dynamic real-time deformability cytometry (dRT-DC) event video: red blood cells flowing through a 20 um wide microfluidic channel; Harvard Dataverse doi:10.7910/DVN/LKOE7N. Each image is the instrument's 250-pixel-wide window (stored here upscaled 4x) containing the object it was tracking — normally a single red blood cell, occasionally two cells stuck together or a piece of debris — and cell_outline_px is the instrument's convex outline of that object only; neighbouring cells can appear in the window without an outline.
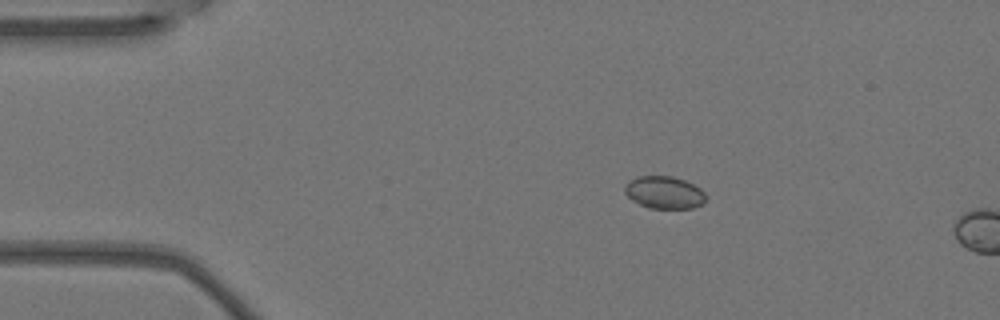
{"species": "Egyptian fruit bat (a non-hibernating species)", "species_latin": "Rousettus aegyptiacus", "temperature_condition": "warm", "stored_images_in_passage": 3, "camera_frame_rate_fps": 3000, "um_per_image_px": 0.085, "animal": {"sex": "female"}, "frame": {"image": 1, "passage_image": 1, "time_ms": 0.0, "image_size_px": [1000, 320], "cell_outline_px": [[708, 196], [704, 204], [692, 208], [648, 208], [632, 200], [624, 192], [624, 188], [628, 180], [636, 176], [672, 176], [684, 180], [700, 188]], "centroid_in_image_um": [56.47, 16.36], "position_along_channel_um": 28.5, "area_um2": 15.49}}